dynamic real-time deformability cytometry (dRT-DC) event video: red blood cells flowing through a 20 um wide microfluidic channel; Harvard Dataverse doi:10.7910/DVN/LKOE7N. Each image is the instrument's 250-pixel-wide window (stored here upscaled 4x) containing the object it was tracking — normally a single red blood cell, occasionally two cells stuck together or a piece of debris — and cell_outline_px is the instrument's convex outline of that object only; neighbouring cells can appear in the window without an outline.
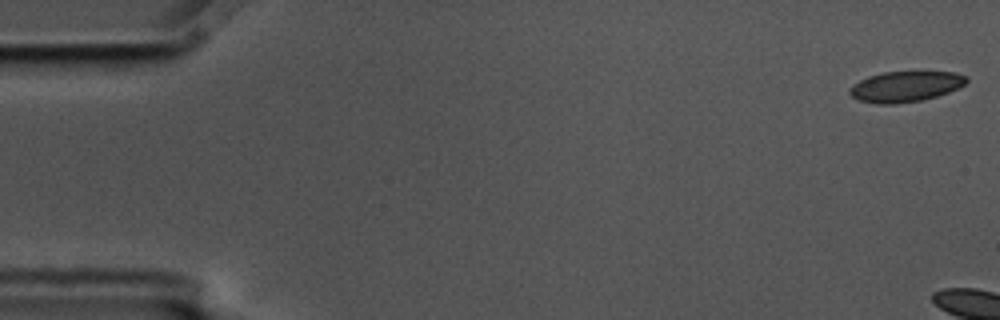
{"species": "common noctule bat (a hibernating species)", "species_latin": "Nyctalus noctula", "temperature_condition": "cold", "stored_images_in_passage": 2, "segment_of_instrument_passage": [2, 2], "camera_frame_rate_fps": 3000, "um_per_image_px": 0.085, "animal": {"sex": "male", "body_mass_g": 17.5, "forearm_length_mm": 52.3}, "frame": {"image": 1, "passage_image": 2, "time_ms": 0.333, "image_size_px": [1000, 320], "cell_outline_px": [[968, 80], [964, 84], [948, 92], [936, 96], [920, 100], [896, 104], [876, 104], [860, 100], [852, 96], [848, 92], [848, 88], [860, 80], [868, 76], [884, 72], [956, 72], [968, 76]], "centroid_in_image_um": [76.95, 7.35], "position_along_channel_um": 8.1, "area_um2": 20.69}}